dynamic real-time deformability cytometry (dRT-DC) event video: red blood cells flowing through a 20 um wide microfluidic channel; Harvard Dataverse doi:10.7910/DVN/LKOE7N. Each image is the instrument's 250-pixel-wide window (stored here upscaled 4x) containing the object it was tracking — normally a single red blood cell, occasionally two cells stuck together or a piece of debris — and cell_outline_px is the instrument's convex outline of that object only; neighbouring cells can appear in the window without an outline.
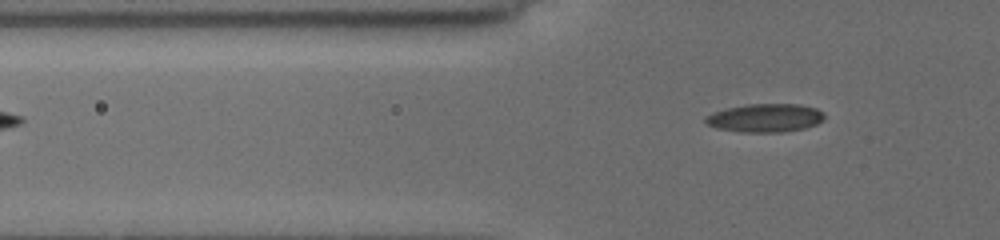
{"species": "common noctule bat (a hibernating species)", "species_latin": "Nyctalus noctula", "temperature_condition": "cold", "stored_images_in_passage": 6, "camera_frame_rate_fps": 3000, "um_per_image_px": 0.085, "animal": {"sex": "female", "body_mass_g": 19.5, "forearm_length_mm": 54.1}, "frame": {"image": 1, "passage_image": 6, "time_ms": 5.333, "image_size_px": [1000, 240], "cell_outline_px": [[824, 120], [816, 124], [804, 128], [780, 132], [740, 132], [716, 128], [708, 124], [704, 120], [704, 116], [712, 112], [728, 108], [748, 104], [800, 104], [816, 108], [824, 112]], "centroid_in_image_um": [65.04, 10.02], "position_along_channel_um": 60.8, "area_um2": 19.71}}